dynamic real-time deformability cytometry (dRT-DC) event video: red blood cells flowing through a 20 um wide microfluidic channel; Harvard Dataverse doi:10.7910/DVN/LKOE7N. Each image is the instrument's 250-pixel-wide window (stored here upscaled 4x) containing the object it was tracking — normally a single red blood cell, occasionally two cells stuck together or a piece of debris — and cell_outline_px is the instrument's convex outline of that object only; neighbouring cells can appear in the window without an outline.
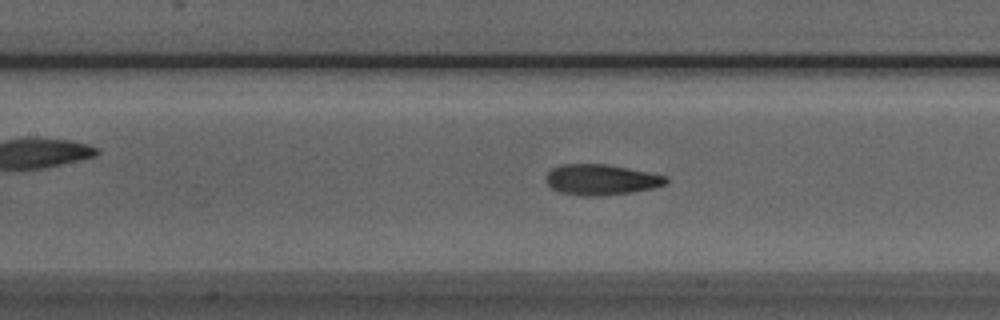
{"species": "Egyptian fruit bat (a non-hibernating species)", "species_latin": "Rousettus aegyptiacus", "temperature_condition": "room temperature", "stored_images_in_passage": 52, "camera_frame_rate_fps": 3000, "um_per_image_px": 0.085, "animal": {"sex": "male"}, "frame": {"image": 1, "passage_image": 22, "time_ms": 7.0, "image_size_px": [1000, 320], "cell_outline_px": [[668, 180], [664, 184], [652, 188], [632, 192], [592, 196], [584, 196], [560, 192], [552, 188], [544, 180], [544, 176], [552, 168], [560, 164], [608, 164], [668, 176]], "centroid_in_image_um": [51.06, 15.26], "position_along_channel_um": 156.3, "area_um2": 21.39}}
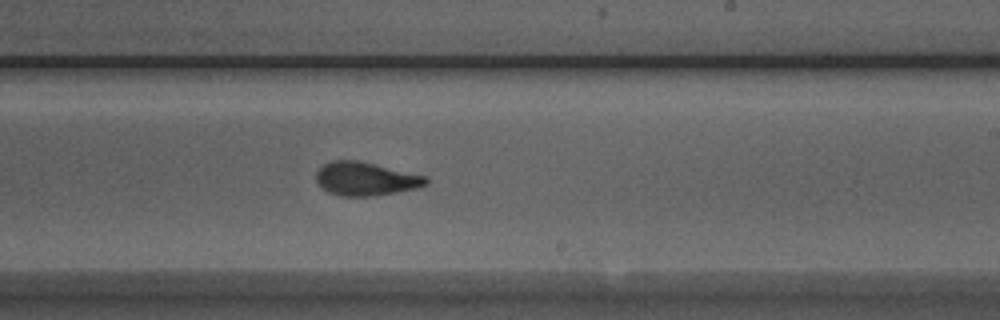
{"frame": {"image": 2, "passage_image": 30, "time_ms": 9.667, "image_size_px": [1000, 320], "cell_outline_px": [[428, 184], [416, 188], [376, 196], [340, 196], [328, 192], [316, 180], [316, 172], [324, 164], [332, 160], [360, 160], [428, 176]], "centroid_in_image_um": [31.11, 15.19], "position_along_channel_um": 257.9, "area_um2": 21.56}}
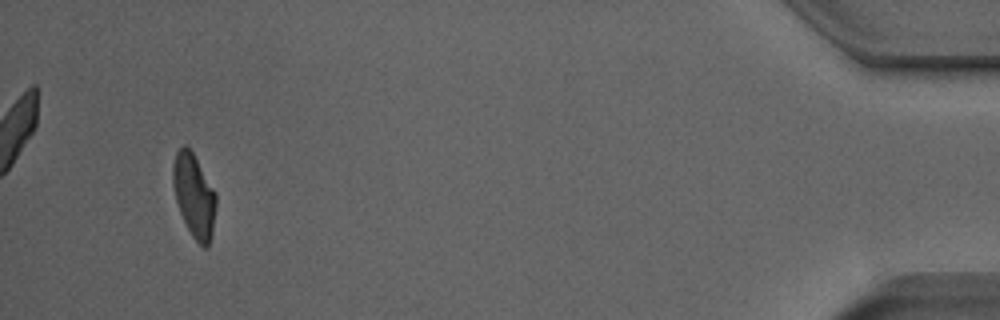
{"frame": {"image": 3, "passage_image": 49, "time_ms": 16.0, "image_size_px": [1000, 320], "cell_outline_px": [[216, 204], [212, 232], [208, 248], [204, 248], [192, 236], [180, 212], [176, 200], [172, 180], [172, 168], [176, 152], [184, 144], [192, 152], [216, 192]], "centroid_in_image_um": [16.49, 16.63], "position_along_channel_um": 418.7, "area_um2": 20.69}, "authors_computed_cell_mechanics": {"area_um2": 21.5016, "velocity_mm_per_s": 3.831, "shape_relaxation_time_tau1_ms": 4.657, "shape_relaxation_time_tau2_ms": 1.6219, "deformation_change_tau1": 0.1755, "deformation_change_tau2": 0.0739}}